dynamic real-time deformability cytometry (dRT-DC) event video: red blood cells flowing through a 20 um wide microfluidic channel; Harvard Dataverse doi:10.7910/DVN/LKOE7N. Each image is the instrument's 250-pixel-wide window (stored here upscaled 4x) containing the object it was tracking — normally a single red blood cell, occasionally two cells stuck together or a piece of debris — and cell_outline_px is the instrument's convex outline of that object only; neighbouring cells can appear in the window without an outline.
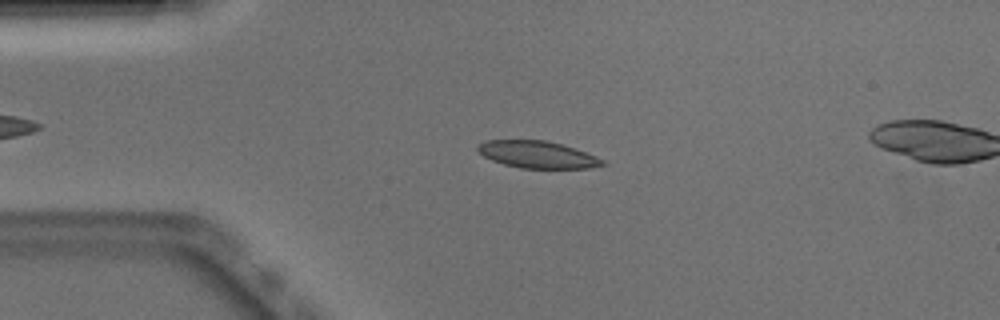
{"species": "Egyptian fruit bat (a non-hibernating species)", "species_latin": "Rousettus aegyptiacus", "temperature_condition": "warm", "stored_images_in_passage": 16, "camera_frame_rate_fps": 3000, "um_per_image_px": 0.085, "animal": {"sex": "male"}, "frame": {"image": 1, "passage_image": 12, "time_ms": 3.667, "image_size_px": [1000, 320], "cell_outline_px": [[604, 164], [592, 168], [520, 168], [504, 164], [492, 160], [484, 156], [476, 148], [480, 144], [488, 140], [544, 140], [564, 144], [596, 156], [604, 160]], "centroid_in_image_um": [45.7, 13.13], "position_along_channel_um": 39.3, "area_um2": 19.54}}